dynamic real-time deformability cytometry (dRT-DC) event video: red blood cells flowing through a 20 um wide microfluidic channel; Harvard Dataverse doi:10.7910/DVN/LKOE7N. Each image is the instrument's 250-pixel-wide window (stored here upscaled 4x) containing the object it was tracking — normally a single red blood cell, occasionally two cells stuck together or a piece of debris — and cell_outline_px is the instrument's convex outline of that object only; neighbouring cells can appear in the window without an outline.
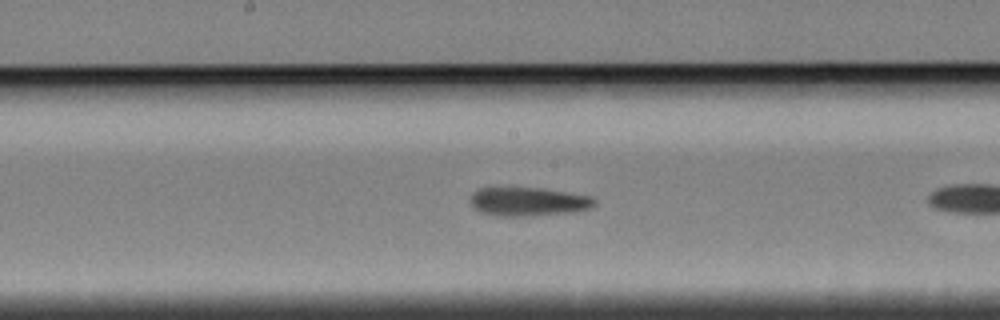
{"species": "Egyptian fruit bat (a non-hibernating species)", "species_latin": "Rousettus aegyptiacus", "temperature_condition": "cold", "stored_images_in_passage": 19, "camera_frame_rate_fps": 3000, "um_per_image_px": 0.085, "animal": {"sex": "female"}, "frame": {"image": 1, "passage_image": 14, "time_ms": 4.333, "image_size_px": [1000, 320], "cell_outline_px": [[596, 200], [588, 208], [572, 212], [516, 216], [500, 216], [480, 212], [472, 204], [472, 192], [480, 188], [540, 188], [592, 196]], "centroid_in_image_um": [44.89, 17.13], "position_along_channel_um": 203.3, "area_um2": 20.23}}